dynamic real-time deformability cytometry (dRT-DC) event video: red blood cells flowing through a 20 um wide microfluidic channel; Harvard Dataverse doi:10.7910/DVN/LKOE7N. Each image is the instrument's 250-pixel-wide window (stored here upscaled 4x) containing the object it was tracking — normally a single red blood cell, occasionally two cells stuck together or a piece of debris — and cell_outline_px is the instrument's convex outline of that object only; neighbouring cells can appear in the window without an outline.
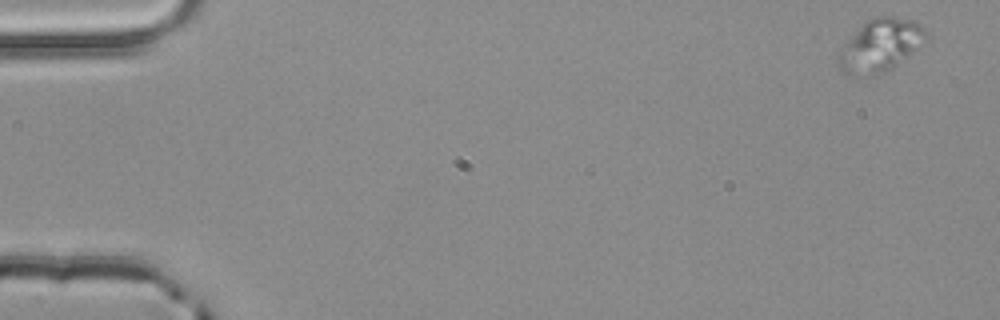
{"species": "common noctule bat (a hibernating species)", "species_latin": "Nyctalus noctula", "temperature_condition": "room temperature", "stored_images_in_passage": 4, "camera_frame_rate_fps": 3000, "um_per_image_px": 0.085, "animal": {"sex": "male", "body_mass_g": 20.4}, "frame": {"image": 1, "passage_image": 1, "time_ms": 0.0, "image_size_px": [1000, 320], "cell_outline_px": [[928, 32], [916, 48], [884, 72], [872, 76], [848, 76], [840, 68], [836, 60], [836, 56], [844, 44], [868, 20], [880, 16], [896, 16], [912, 20], [920, 24]], "centroid_in_image_um": [74.76, 3.87], "position_along_channel_um": 10.2, "area_um2": 26.13}}
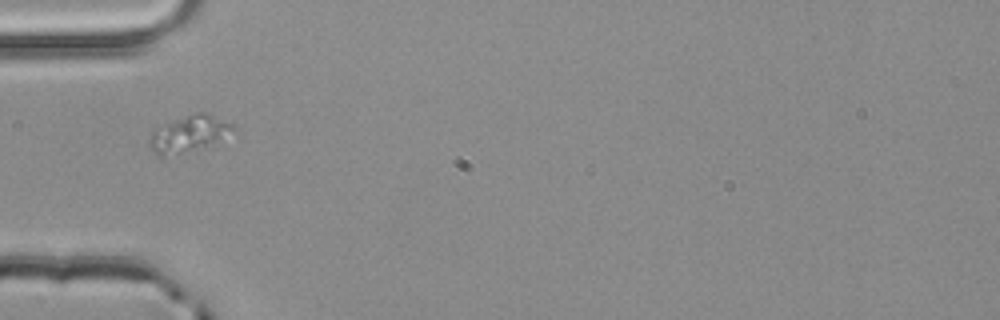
{"frame": {"image": 2, "passage_image": 4, "time_ms": 1.0, "image_size_px": [1000, 320], "cell_outline_px": [[232, 128], [212, 148], [164, 156], [160, 156], [148, 144], [152, 132], [156, 128], [164, 124], [196, 112], [208, 112], [232, 124]], "centroid_in_image_um": [16.07, 11.4], "position_along_channel_um": 68.9, "area_um2": 17.69}}